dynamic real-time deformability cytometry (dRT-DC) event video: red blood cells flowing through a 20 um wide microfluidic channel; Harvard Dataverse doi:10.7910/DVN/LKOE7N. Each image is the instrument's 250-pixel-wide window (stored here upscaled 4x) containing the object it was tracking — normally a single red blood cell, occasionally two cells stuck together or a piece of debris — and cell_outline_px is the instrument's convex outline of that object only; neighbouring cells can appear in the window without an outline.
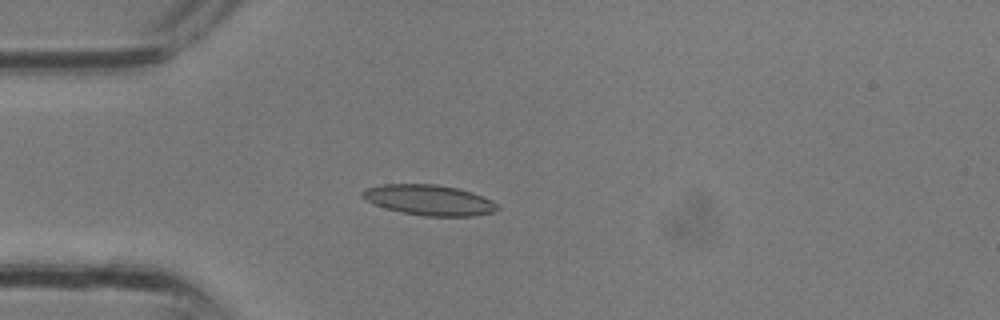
{"species": "common noctule bat (a hibernating species)", "species_latin": "Nyctalus noctula", "temperature_condition": "room temperature", "stored_images_in_passage": 3, "camera_frame_rate_fps": 3000, "um_per_image_px": 0.085, "animal": {"sex": "male", "body_mass_g": 13.3}, "frame": {"image": 1, "passage_image": 3, "time_ms": 0.667, "image_size_px": [1000, 320], "cell_outline_px": [[500, 208], [492, 212], [472, 216], [424, 216], [400, 212], [384, 208], [364, 200], [360, 196], [360, 192], [364, 188], [384, 184], [436, 184], [456, 188], [472, 192], [492, 200]], "centroid_in_image_um": [36.41, 17.0], "position_along_channel_um": 48.6, "area_um2": 24.1}}